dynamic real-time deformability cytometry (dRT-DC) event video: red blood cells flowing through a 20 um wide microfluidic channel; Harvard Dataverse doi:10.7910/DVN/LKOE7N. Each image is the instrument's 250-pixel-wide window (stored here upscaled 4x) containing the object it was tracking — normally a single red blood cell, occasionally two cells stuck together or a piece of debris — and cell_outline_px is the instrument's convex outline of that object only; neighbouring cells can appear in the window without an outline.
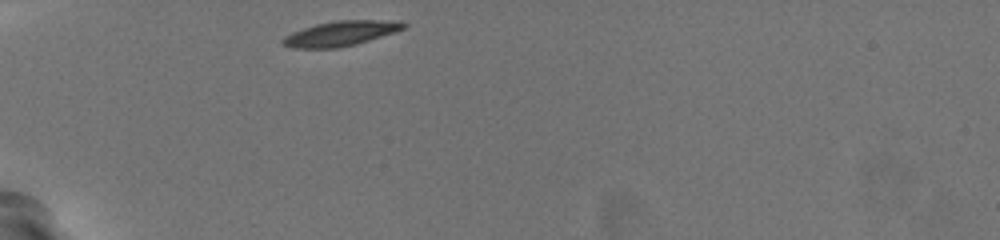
{"species": "common noctule bat (a hibernating species)", "species_latin": "Nyctalus noctula", "temperature_condition": "warm", "stored_images_in_passage": 31, "camera_frame_rate_fps": 3000, "um_per_image_px": 0.085, "animal": {"sex": "female", "body_mass_g": 19.5, "forearm_length_mm": 54.1}, "frame": {"image": 1, "passage_image": 1, "time_ms": 0.0, "image_size_px": [1000, 240], "cell_outline_px": [[408, 24], [404, 28], [356, 44], [336, 48], [292, 48], [280, 44], [280, 40], [284, 36], [292, 32], [316, 24], [336, 20], [400, 20]], "centroid_in_image_um": [28.91, 2.84], "position_along_channel_um": 56.1, "area_um2": 17.51}}
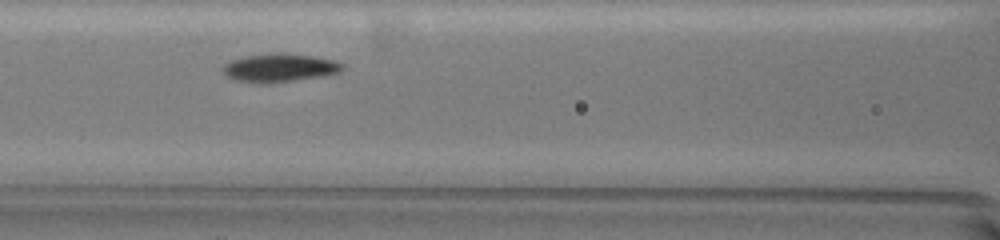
{"frame": {"image": 2, "passage_image": 10, "time_ms": 3.0, "image_size_px": [1000, 240], "cell_outline_px": [[344, 68], [340, 72], [320, 76], [268, 84], [260, 84], [236, 80], [228, 76], [220, 68], [224, 64], [232, 60], [244, 56], [276, 52], [316, 56], [332, 60], [340, 64]], "centroid_in_image_um": [23.71, 5.76], "position_along_channel_um": 142.9, "area_um2": 19.71}}
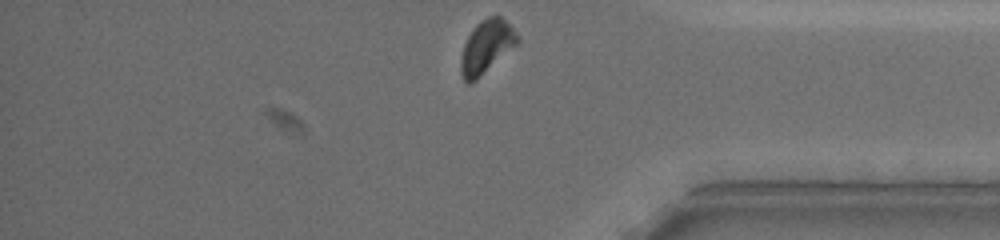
{"frame": {"image": 3, "passage_image": 31, "time_ms": 10.0, "image_size_px": [1000, 240], "cell_outline_px": [[520, 40], [516, 44], [476, 80], [468, 84], [464, 80], [460, 72], [460, 60], [464, 44], [468, 36], [476, 24], [480, 20], [488, 16], [500, 16], [520, 36]], "centroid_in_image_um": [41.32, 3.97], "position_along_channel_um": 393.9, "area_um2": 17.22}, "authors_computed_cell_mechanics": {"area_um2": 18.496, "velocity_mm_per_s": 3.721, "shape_relaxation_time_tau1_ms": 1.9543, "shape_relaxation_time_tau2_ms": 1.6785, "deformation_change_tau1": 0.121, "deformation_change_tau2": 0.0623}}